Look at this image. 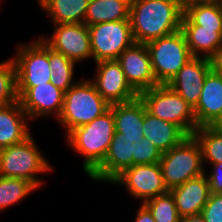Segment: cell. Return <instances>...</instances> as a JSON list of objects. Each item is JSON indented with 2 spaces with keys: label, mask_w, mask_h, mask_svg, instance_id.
<instances>
[{
  "label": "cell",
  "mask_w": 222,
  "mask_h": 222,
  "mask_svg": "<svg viewBox=\"0 0 222 222\" xmlns=\"http://www.w3.org/2000/svg\"><path fill=\"white\" fill-rule=\"evenodd\" d=\"M153 75L159 85L168 82L193 56L181 30L148 42Z\"/></svg>",
  "instance_id": "cell-7"
},
{
  "label": "cell",
  "mask_w": 222,
  "mask_h": 222,
  "mask_svg": "<svg viewBox=\"0 0 222 222\" xmlns=\"http://www.w3.org/2000/svg\"><path fill=\"white\" fill-rule=\"evenodd\" d=\"M95 64L96 74L89 80L110 105L129 102L138 97L127 82L118 60H104Z\"/></svg>",
  "instance_id": "cell-13"
},
{
  "label": "cell",
  "mask_w": 222,
  "mask_h": 222,
  "mask_svg": "<svg viewBox=\"0 0 222 222\" xmlns=\"http://www.w3.org/2000/svg\"><path fill=\"white\" fill-rule=\"evenodd\" d=\"M110 106L89 79H80L64 92L63 108L57 121L67 136L73 129L103 115Z\"/></svg>",
  "instance_id": "cell-3"
},
{
  "label": "cell",
  "mask_w": 222,
  "mask_h": 222,
  "mask_svg": "<svg viewBox=\"0 0 222 222\" xmlns=\"http://www.w3.org/2000/svg\"><path fill=\"white\" fill-rule=\"evenodd\" d=\"M211 127L222 135V116Z\"/></svg>",
  "instance_id": "cell-37"
},
{
  "label": "cell",
  "mask_w": 222,
  "mask_h": 222,
  "mask_svg": "<svg viewBox=\"0 0 222 222\" xmlns=\"http://www.w3.org/2000/svg\"><path fill=\"white\" fill-rule=\"evenodd\" d=\"M48 61L51 69L50 82L57 88L66 92L69 88L75 85L74 71L75 63L60 52L53 50L48 46Z\"/></svg>",
  "instance_id": "cell-26"
},
{
  "label": "cell",
  "mask_w": 222,
  "mask_h": 222,
  "mask_svg": "<svg viewBox=\"0 0 222 222\" xmlns=\"http://www.w3.org/2000/svg\"><path fill=\"white\" fill-rule=\"evenodd\" d=\"M138 96L150 114L176 124L188 136L198 128L193 108L168 85H157Z\"/></svg>",
  "instance_id": "cell-6"
},
{
  "label": "cell",
  "mask_w": 222,
  "mask_h": 222,
  "mask_svg": "<svg viewBox=\"0 0 222 222\" xmlns=\"http://www.w3.org/2000/svg\"><path fill=\"white\" fill-rule=\"evenodd\" d=\"M115 121V133L124 134V138L139 142L143 138L144 102L138 96L132 101L112 104Z\"/></svg>",
  "instance_id": "cell-20"
},
{
  "label": "cell",
  "mask_w": 222,
  "mask_h": 222,
  "mask_svg": "<svg viewBox=\"0 0 222 222\" xmlns=\"http://www.w3.org/2000/svg\"><path fill=\"white\" fill-rule=\"evenodd\" d=\"M131 0H89L84 19L86 26L129 20Z\"/></svg>",
  "instance_id": "cell-25"
},
{
  "label": "cell",
  "mask_w": 222,
  "mask_h": 222,
  "mask_svg": "<svg viewBox=\"0 0 222 222\" xmlns=\"http://www.w3.org/2000/svg\"><path fill=\"white\" fill-rule=\"evenodd\" d=\"M111 183L124 185L134 199H141V204L169 192L159 163L133 165L124 169Z\"/></svg>",
  "instance_id": "cell-10"
},
{
  "label": "cell",
  "mask_w": 222,
  "mask_h": 222,
  "mask_svg": "<svg viewBox=\"0 0 222 222\" xmlns=\"http://www.w3.org/2000/svg\"><path fill=\"white\" fill-rule=\"evenodd\" d=\"M18 100L16 68L13 59L0 62V107Z\"/></svg>",
  "instance_id": "cell-30"
},
{
  "label": "cell",
  "mask_w": 222,
  "mask_h": 222,
  "mask_svg": "<svg viewBox=\"0 0 222 222\" xmlns=\"http://www.w3.org/2000/svg\"><path fill=\"white\" fill-rule=\"evenodd\" d=\"M192 56L211 59L222 51V29H208L198 25H181Z\"/></svg>",
  "instance_id": "cell-22"
},
{
  "label": "cell",
  "mask_w": 222,
  "mask_h": 222,
  "mask_svg": "<svg viewBox=\"0 0 222 222\" xmlns=\"http://www.w3.org/2000/svg\"><path fill=\"white\" fill-rule=\"evenodd\" d=\"M211 173L205 172L208 180L210 194H222V163L209 164Z\"/></svg>",
  "instance_id": "cell-33"
},
{
  "label": "cell",
  "mask_w": 222,
  "mask_h": 222,
  "mask_svg": "<svg viewBox=\"0 0 222 222\" xmlns=\"http://www.w3.org/2000/svg\"><path fill=\"white\" fill-rule=\"evenodd\" d=\"M134 143L124 138V134L113 135L104 161L89 175L96 182H110L124 169L133 166Z\"/></svg>",
  "instance_id": "cell-16"
},
{
  "label": "cell",
  "mask_w": 222,
  "mask_h": 222,
  "mask_svg": "<svg viewBox=\"0 0 222 222\" xmlns=\"http://www.w3.org/2000/svg\"><path fill=\"white\" fill-rule=\"evenodd\" d=\"M143 205L150 211L155 222H179L180 215L170 191L147 200Z\"/></svg>",
  "instance_id": "cell-29"
},
{
  "label": "cell",
  "mask_w": 222,
  "mask_h": 222,
  "mask_svg": "<svg viewBox=\"0 0 222 222\" xmlns=\"http://www.w3.org/2000/svg\"><path fill=\"white\" fill-rule=\"evenodd\" d=\"M88 29L95 63L117 60L125 49L135 43L130 20L98 23L88 26Z\"/></svg>",
  "instance_id": "cell-8"
},
{
  "label": "cell",
  "mask_w": 222,
  "mask_h": 222,
  "mask_svg": "<svg viewBox=\"0 0 222 222\" xmlns=\"http://www.w3.org/2000/svg\"><path fill=\"white\" fill-rule=\"evenodd\" d=\"M28 120L18 100L0 107V149L20 143L31 135Z\"/></svg>",
  "instance_id": "cell-19"
},
{
  "label": "cell",
  "mask_w": 222,
  "mask_h": 222,
  "mask_svg": "<svg viewBox=\"0 0 222 222\" xmlns=\"http://www.w3.org/2000/svg\"><path fill=\"white\" fill-rule=\"evenodd\" d=\"M181 25H198L208 29H222V7L218 0H203L184 6Z\"/></svg>",
  "instance_id": "cell-23"
},
{
  "label": "cell",
  "mask_w": 222,
  "mask_h": 222,
  "mask_svg": "<svg viewBox=\"0 0 222 222\" xmlns=\"http://www.w3.org/2000/svg\"><path fill=\"white\" fill-rule=\"evenodd\" d=\"M52 24L84 23L89 0H38Z\"/></svg>",
  "instance_id": "cell-24"
},
{
  "label": "cell",
  "mask_w": 222,
  "mask_h": 222,
  "mask_svg": "<svg viewBox=\"0 0 222 222\" xmlns=\"http://www.w3.org/2000/svg\"><path fill=\"white\" fill-rule=\"evenodd\" d=\"M193 112L198 127L211 126L222 116V78L213 70L205 77L200 100Z\"/></svg>",
  "instance_id": "cell-18"
},
{
  "label": "cell",
  "mask_w": 222,
  "mask_h": 222,
  "mask_svg": "<svg viewBox=\"0 0 222 222\" xmlns=\"http://www.w3.org/2000/svg\"><path fill=\"white\" fill-rule=\"evenodd\" d=\"M179 222H205L201 214L180 217Z\"/></svg>",
  "instance_id": "cell-36"
},
{
  "label": "cell",
  "mask_w": 222,
  "mask_h": 222,
  "mask_svg": "<svg viewBox=\"0 0 222 222\" xmlns=\"http://www.w3.org/2000/svg\"><path fill=\"white\" fill-rule=\"evenodd\" d=\"M12 57L16 68L17 86H37L50 82L51 69L48 61V45L41 39L19 44Z\"/></svg>",
  "instance_id": "cell-9"
},
{
  "label": "cell",
  "mask_w": 222,
  "mask_h": 222,
  "mask_svg": "<svg viewBox=\"0 0 222 222\" xmlns=\"http://www.w3.org/2000/svg\"><path fill=\"white\" fill-rule=\"evenodd\" d=\"M159 165L169 191L205 173L200 146L192 135L162 153Z\"/></svg>",
  "instance_id": "cell-5"
},
{
  "label": "cell",
  "mask_w": 222,
  "mask_h": 222,
  "mask_svg": "<svg viewBox=\"0 0 222 222\" xmlns=\"http://www.w3.org/2000/svg\"><path fill=\"white\" fill-rule=\"evenodd\" d=\"M212 70L222 78V51L210 59Z\"/></svg>",
  "instance_id": "cell-35"
},
{
  "label": "cell",
  "mask_w": 222,
  "mask_h": 222,
  "mask_svg": "<svg viewBox=\"0 0 222 222\" xmlns=\"http://www.w3.org/2000/svg\"><path fill=\"white\" fill-rule=\"evenodd\" d=\"M38 188L22 178L0 176V211L19 203Z\"/></svg>",
  "instance_id": "cell-27"
},
{
  "label": "cell",
  "mask_w": 222,
  "mask_h": 222,
  "mask_svg": "<svg viewBox=\"0 0 222 222\" xmlns=\"http://www.w3.org/2000/svg\"><path fill=\"white\" fill-rule=\"evenodd\" d=\"M176 1H178L184 7L188 3L196 2V1H203V0H176Z\"/></svg>",
  "instance_id": "cell-38"
},
{
  "label": "cell",
  "mask_w": 222,
  "mask_h": 222,
  "mask_svg": "<svg viewBox=\"0 0 222 222\" xmlns=\"http://www.w3.org/2000/svg\"><path fill=\"white\" fill-rule=\"evenodd\" d=\"M211 70L210 59L193 56L167 85L194 109L200 100L205 77Z\"/></svg>",
  "instance_id": "cell-15"
},
{
  "label": "cell",
  "mask_w": 222,
  "mask_h": 222,
  "mask_svg": "<svg viewBox=\"0 0 222 222\" xmlns=\"http://www.w3.org/2000/svg\"><path fill=\"white\" fill-rule=\"evenodd\" d=\"M201 215L205 222H222V194H210Z\"/></svg>",
  "instance_id": "cell-32"
},
{
  "label": "cell",
  "mask_w": 222,
  "mask_h": 222,
  "mask_svg": "<svg viewBox=\"0 0 222 222\" xmlns=\"http://www.w3.org/2000/svg\"><path fill=\"white\" fill-rule=\"evenodd\" d=\"M161 151L148 139L134 143L133 165L159 163Z\"/></svg>",
  "instance_id": "cell-31"
},
{
  "label": "cell",
  "mask_w": 222,
  "mask_h": 222,
  "mask_svg": "<svg viewBox=\"0 0 222 222\" xmlns=\"http://www.w3.org/2000/svg\"><path fill=\"white\" fill-rule=\"evenodd\" d=\"M53 28L54 31L50 37L40 36L49 47L77 64L92 58L88 26L84 23H70L53 24Z\"/></svg>",
  "instance_id": "cell-11"
},
{
  "label": "cell",
  "mask_w": 222,
  "mask_h": 222,
  "mask_svg": "<svg viewBox=\"0 0 222 222\" xmlns=\"http://www.w3.org/2000/svg\"><path fill=\"white\" fill-rule=\"evenodd\" d=\"M136 215L135 222H155L152 214L143 204H140Z\"/></svg>",
  "instance_id": "cell-34"
},
{
  "label": "cell",
  "mask_w": 222,
  "mask_h": 222,
  "mask_svg": "<svg viewBox=\"0 0 222 222\" xmlns=\"http://www.w3.org/2000/svg\"><path fill=\"white\" fill-rule=\"evenodd\" d=\"M143 137L150 140L161 153L180 144L188 135L176 124L150 114L144 104Z\"/></svg>",
  "instance_id": "cell-21"
},
{
  "label": "cell",
  "mask_w": 222,
  "mask_h": 222,
  "mask_svg": "<svg viewBox=\"0 0 222 222\" xmlns=\"http://www.w3.org/2000/svg\"><path fill=\"white\" fill-rule=\"evenodd\" d=\"M180 217L201 214L210 197L207 177L204 174L189 179L170 190Z\"/></svg>",
  "instance_id": "cell-17"
},
{
  "label": "cell",
  "mask_w": 222,
  "mask_h": 222,
  "mask_svg": "<svg viewBox=\"0 0 222 222\" xmlns=\"http://www.w3.org/2000/svg\"><path fill=\"white\" fill-rule=\"evenodd\" d=\"M192 136L198 142L203 164L222 163V135L211 126L198 127Z\"/></svg>",
  "instance_id": "cell-28"
},
{
  "label": "cell",
  "mask_w": 222,
  "mask_h": 222,
  "mask_svg": "<svg viewBox=\"0 0 222 222\" xmlns=\"http://www.w3.org/2000/svg\"><path fill=\"white\" fill-rule=\"evenodd\" d=\"M184 7L176 0H131L129 20L135 43L147 44L181 29Z\"/></svg>",
  "instance_id": "cell-1"
},
{
  "label": "cell",
  "mask_w": 222,
  "mask_h": 222,
  "mask_svg": "<svg viewBox=\"0 0 222 222\" xmlns=\"http://www.w3.org/2000/svg\"><path fill=\"white\" fill-rule=\"evenodd\" d=\"M114 134L115 121L113 111L109 109L65 136L68 146L84 157L82 168L87 176L104 161Z\"/></svg>",
  "instance_id": "cell-2"
},
{
  "label": "cell",
  "mask_w": 222,
  "mask_h": 222,
  "mask_svg": "<svg viewBox=\"0 0 222 222\" xmlns=\"http://www.w3.org/2000/svg\"><path fill=\"white\" fill-rule=\"evenodd\" d=\"M35 141L31 134L20 143L0 149V176L26 179L40 188L44 182L36 175L54 168Z\"/></svg>",
  "instance_id": "cell-4"
},
{
  "label": "cell",
  "mask_w": 222,
  "mask_h": 222,
  "mask_svg": "<svg viewBox=\"0 0 222 222\" xmlns=\"http://www.w3.org/2000/svg\"><path fill=\"white\" fill-rule=\"evenodd\" d=\"M131 88L141 92L159 85L153 75L151 57L146 44L134 43L117 59Z\"/></svg>",
  "instance_id": "cell-14"
},
{
  "label": "cell",
  "mask_w": 222,
  "mask_h": 222,
  "mask_svg": "<svg viewBox=\"0 0 222 222\" xmlns=\"http://www.w3.org/2000/svg\"><path fill=\"white\" fill-rule=\"evenodd\" d=\"M18 101L29 119L54 115L58 119L63 108L64 91L51 82L37 86H17Z\"/></svg>",
  "instance_id": "cell-12"
}]
</instances>
